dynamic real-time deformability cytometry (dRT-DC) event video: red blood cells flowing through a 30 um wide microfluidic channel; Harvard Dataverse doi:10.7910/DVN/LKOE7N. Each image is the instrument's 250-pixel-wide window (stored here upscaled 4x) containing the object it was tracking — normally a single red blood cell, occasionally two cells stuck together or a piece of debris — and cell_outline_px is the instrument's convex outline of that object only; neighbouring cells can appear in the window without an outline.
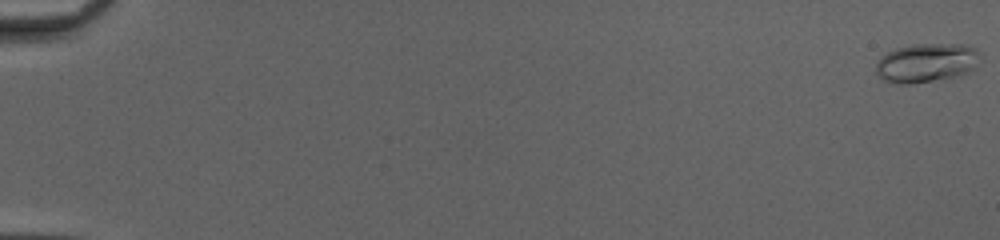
{"species": "common noctule bat (a hibernating species)", "species_latin": "Nyctalus noctula", "temperature_condition": "cold", "stored_images_in_passage": 52, "camera_frame_rate_fps": 3000, "um_per_image_px": 0.085, "animal": {"sex": "female", "body_mass_g": 20.0, "forearm_length_mm": 54.0}, "frame": {"image": 1, "passage_image": 1, "time_ms": 0.0, "image_size_px": [1000, 240], "cell_outline_px": [[980, 56], [972, 68], [968, 72], [960, 76], [912, 84], [896, 84], [884, 80], [876, 72], [876, 64], [880, 56], [896, 48], [912, 44], [968, 44], [976, 48]], "centroid_in_image_um": [78.73, 5.33], "position_along_channel_um": 6.3, "area_um2": 23.81}}
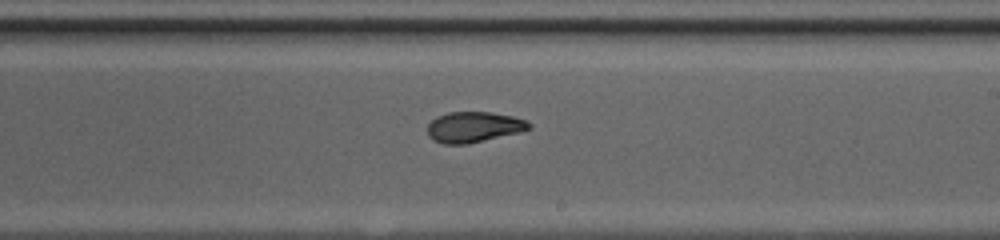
{"frame": {"image": 2, "passage_image": 33, "time_ms": 10.667, "image_size_px": [1000, 240], "cell_outline_px": [[532, 128], [520, 132], [468, 144], [444, 144], [432, 140], [428, 136], [428, 124], [436, 116], [448, 112], [492, 112], [512, 116], [524, 120], [532, 124]], "centroid_in_image_um": [40.25, 10.8], "position_along_channel_um": 248.7, "area_um2": 18.21}}
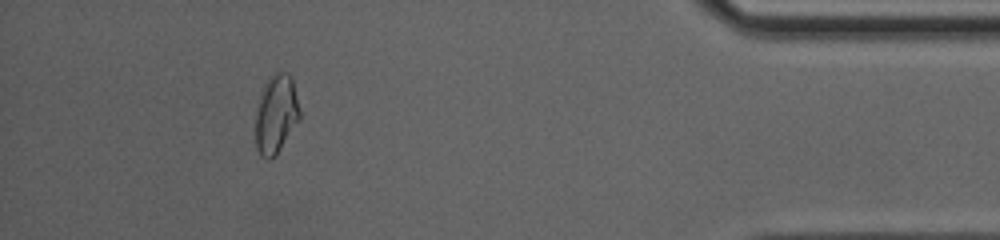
{"frame": {"image": 3, "passage_image": 48, "time_ms": 15.667, "image_size_px": [1000, 240], "cell_outline_px": [[300, 120], [276, 156], [268, 160], [260, 156], [256, 148], [256, 112], [260, 92], [264, 84], [276, 72], [288, 72], [292, 76], [300, 112]], "centroid_in_image_um": [23.47, 9.73], "position_along_channel_um": 411.7, "area_um2": 20.52}, "authors_computed_cell_mechanics": {"area_um2": 18.5538, "velocity_mm_per_s": 4.1762, "shape_relaxation_time_tau1_ms": 5.0848, "shape_relaxation_time_tau2_ms": 1.8105, "deformation_change_tau1": 0.1747, "deformation_change_tau2": 0.0661}}